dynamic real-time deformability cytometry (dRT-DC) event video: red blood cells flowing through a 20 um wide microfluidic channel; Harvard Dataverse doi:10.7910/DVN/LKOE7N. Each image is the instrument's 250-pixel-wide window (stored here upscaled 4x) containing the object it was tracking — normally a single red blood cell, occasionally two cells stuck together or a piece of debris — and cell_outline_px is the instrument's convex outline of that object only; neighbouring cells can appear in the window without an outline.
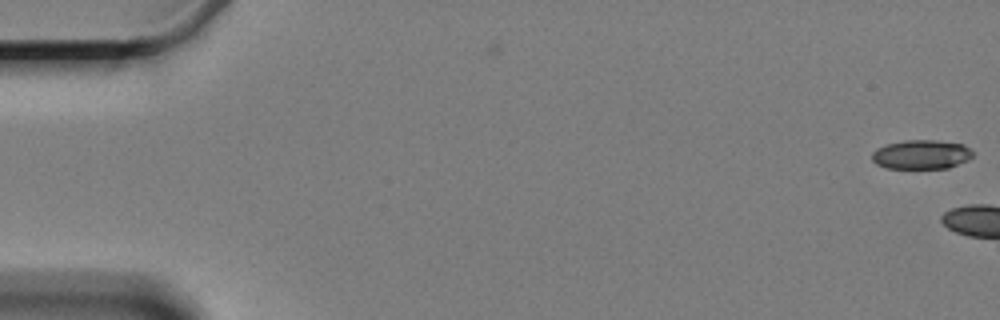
{"species": "Egyptian fruit bat (a non-hibernating species)", "species_latin": "Rousettus aegyptiacus", "temperature_condition": "cold", "stored_images_in_passage": 2, "camera_frame_rate_fps": 3000, "um_per_image_px": 0.085, "animal": {"sex": "female"}, "frame": {"image": 1, "passage_image": 2, "time_ms": 1.0, "image_size_px": [1000, 320], "cell_outline_px": [[972, 156], [968, 160], [948, 168], [884, 168], [876, 164], [872, 160], [872, 152], [876, 148], [884, 144], [904, 140], [936, 140], [964, 144], [972, 152]], "centroid_in_image_um": [78.27, 13.13], "position_along_channel_um": 6.7, "area_um2": 17.28}}